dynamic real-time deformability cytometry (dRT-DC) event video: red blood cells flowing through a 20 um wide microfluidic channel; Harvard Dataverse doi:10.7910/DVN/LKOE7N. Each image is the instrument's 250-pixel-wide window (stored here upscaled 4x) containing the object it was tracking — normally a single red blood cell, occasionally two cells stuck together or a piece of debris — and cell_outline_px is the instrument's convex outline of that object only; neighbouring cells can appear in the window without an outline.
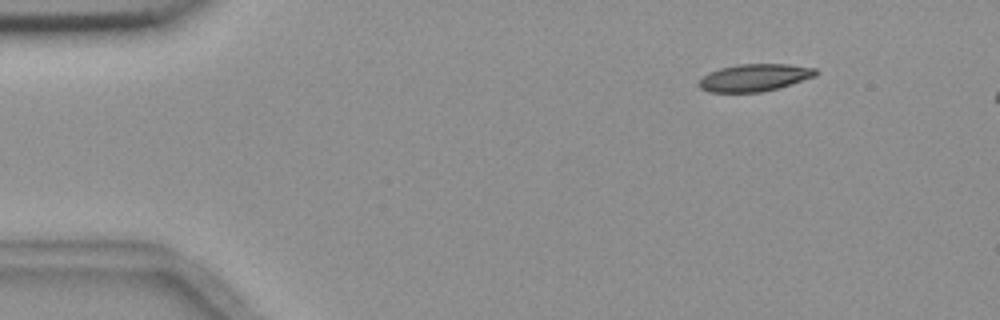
{"species": "common noctule bat (a hibernating species)", "species_latin": "Nyctalus noctula", "temperature_condition": "room temperature", "stored_images_in_passage": 5, "segment_of_instrument_passage": [1, 2], "camera_frame_rate_fps": 3000, "um_per_image_px": 0.085, "animal": {"sex": "female", "body_mass_g": 18.4}, "frame": {"image": 1, "passage_image": 2, "time_ms": 1.333, "image_size_px": [1000, 320], "cell_outline_px": [[820, 72], [816, 76], [776, 88], [760, 92], [708, 92], [700, 88], [696, 84], [708, 72], [720, 68], [736, 64], [788, 64], [816, 68]], "centroid_in_image_um": [64.11, 6.59], "position_along_channel_um": 20.9, "area_um2": 18.61}}